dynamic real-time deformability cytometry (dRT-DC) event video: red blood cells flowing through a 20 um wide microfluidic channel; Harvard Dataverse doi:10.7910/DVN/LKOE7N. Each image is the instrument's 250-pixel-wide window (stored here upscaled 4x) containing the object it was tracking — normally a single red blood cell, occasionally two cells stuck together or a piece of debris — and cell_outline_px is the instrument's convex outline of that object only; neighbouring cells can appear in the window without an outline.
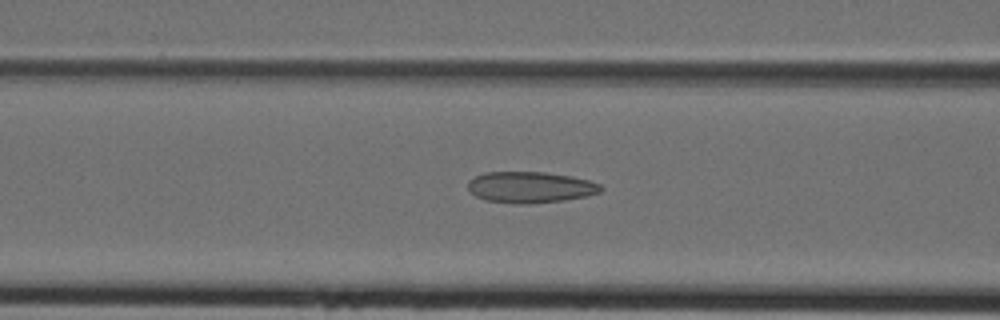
{"species": "Egyptian fruit bat (a non-hibernating species)", "species_latin": "Rousettus aegyptiacus", "temperature_condition": "cold", "stored_images_in_passage": 17, "camera_frame_rate_fps": 3000, "um_per_image_px": 0.085, "animal": {"sex": "female"}, "frame": {"image": 1, "passage_image": 4, "time_ms": 1.0, "image_size_px": [1000, 320], "cell_outline_px": [[604, 188], [600, 192], [584, 196], [564, 200], [528, 204], [512, 204], [484, 200], [468, 192], [468, 180], [484, 172], [544, 172], [572, 176], [588, 180], [600, 184]], "centroid_in_image_um": [45.03, 15.92], "position_along_channel_um": 121.6, "area_um2": 24.33}}
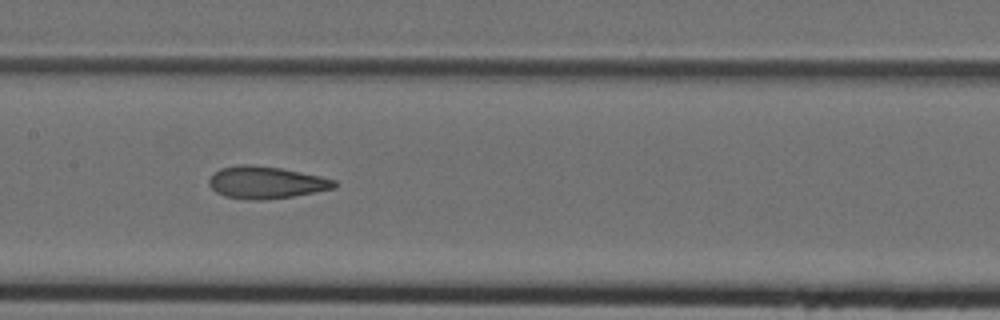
{"frame": {"image": 2, "passage_image": 8, "time_ms": 2.333, "image_size_px": [1000, 320], "cell_outline_px": [[336, 188], [292, 196], [260, 200], [252, 200], [224, 196], [216, 192], [208, 184], [208, 180], [220, 168], [240, 164], [248, 164], [280, 168], [320, 176], [336, 180]], "centroid_in_image_um": [22.6, 15.51], "position_along_channel_um": 184.8, "area_um2": 23.29}}
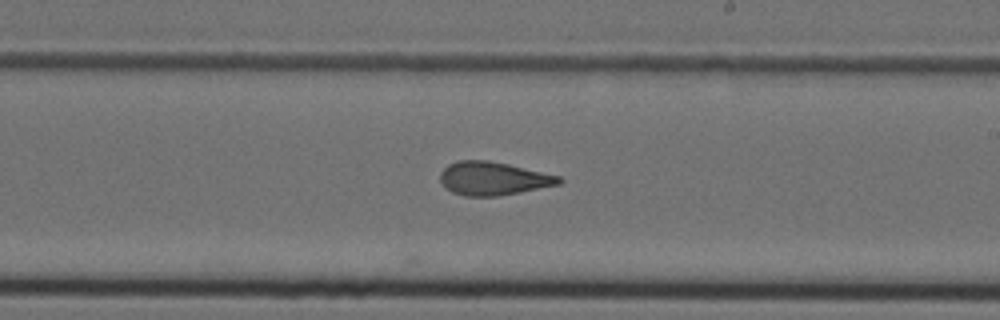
{"frame": {"image": 3, "passage_image": 12, "time_ms": 3.667, "image_size_px": [1000, 320], "cell_outline_px": [[564, 180], [560, 184], [520, 192], [496, 196], [464, 196], [452, 192], [440, 180], [440, 172], [448, 164], [460, 160], [488, 160], [508, 164], [560, 176]], "centroid_in_image_um": [41.93, 15.17], "position_along_channel_um": 247.1, "area_um2": 22.95}}